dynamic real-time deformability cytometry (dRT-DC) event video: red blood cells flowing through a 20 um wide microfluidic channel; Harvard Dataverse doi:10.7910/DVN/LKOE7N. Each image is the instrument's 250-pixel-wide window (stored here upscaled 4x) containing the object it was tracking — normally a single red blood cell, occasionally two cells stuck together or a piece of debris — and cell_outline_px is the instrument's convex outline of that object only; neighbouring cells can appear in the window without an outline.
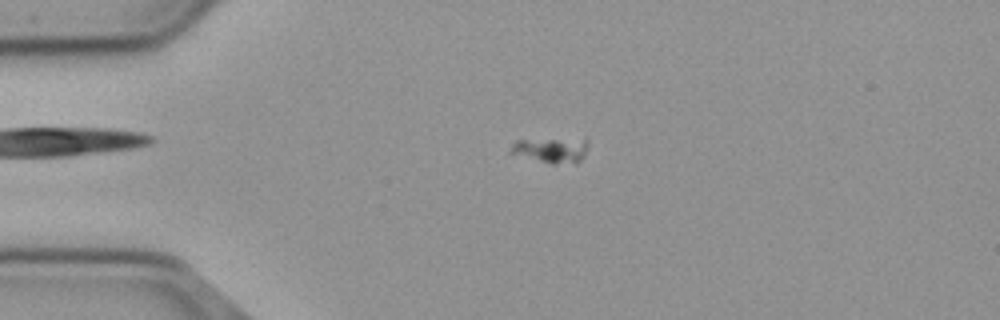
{"species": "common noctule bat (a hibernating species)", "species_latin": "Nyctalus noctula", "temperature_condition": "cold", "stored_images_in_passage": 56, "camera_frame_rate_fps": 3000, "um_per_image_px": 0.085, "animal": {"sex": "male", "body_mass_g": 23.1, "forearm_length_mm": 52.7}, "frame": {"image": 1, "passage_image": 13, "time_ms": 4.0, "image_size_px": [1000, 320], "cell_outline_px": [[588, 144], [584, 156], [576, 164], [552, 164], [508, 152], [512, 144], [516, 140], [588, 140]], "centroid_in_image_um": [46.86, 12.79], "position_along_channel_um": 38.1, "area_um2": 11.04}}
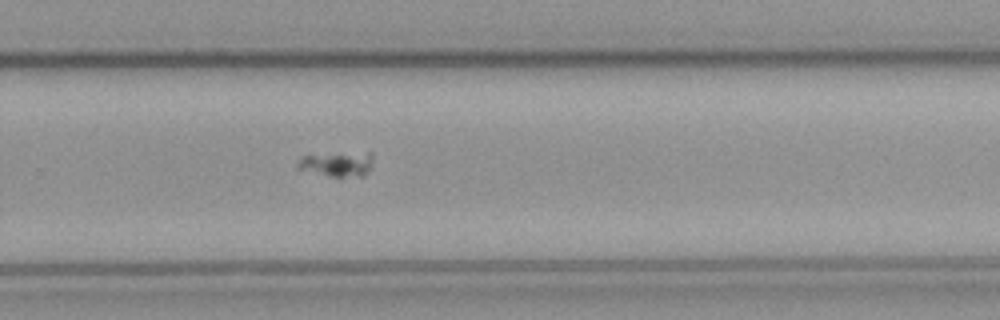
{"frame": {"image": 2, "passage_image": 37, "time_ms": 12.0, "image_size_px": [1000, 320], "cell_outline_px": [[372, 160], [368, 172], [364, 176], [340, 180], [296, 168], [296, 164], [304, 156], [372, 156]], "centroid_in_image_um": [28.6, 14.11], "position_along_channel_um": 301.2, "area_um2": 10.12}}
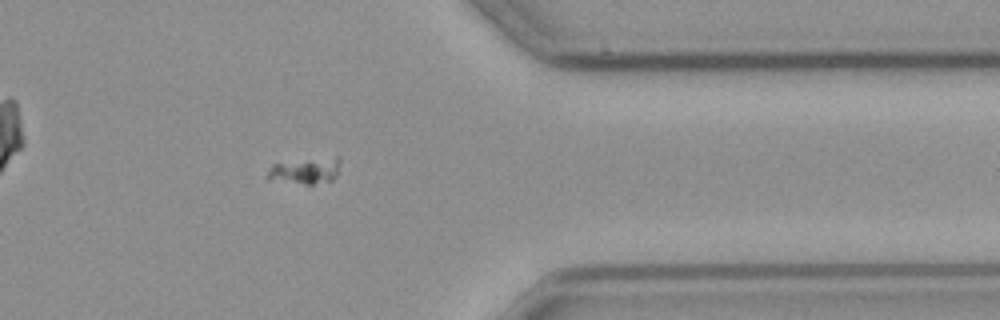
{"frame": {"image": 3, "passage_image": 45, "time_ms": 14.667, "image_size_px": [1000, 320], "cell_outline_px": [[340, 160], [336, 176], [332, 180], [312, 184], [304, 184], [268, 180], [268, 172], [272, 164], [336, 156], [340, 156]], "centroid_in_image_um": [25.97, 14.52], "position_along_channel_um": 385.4, "area_um2": 10.92}}